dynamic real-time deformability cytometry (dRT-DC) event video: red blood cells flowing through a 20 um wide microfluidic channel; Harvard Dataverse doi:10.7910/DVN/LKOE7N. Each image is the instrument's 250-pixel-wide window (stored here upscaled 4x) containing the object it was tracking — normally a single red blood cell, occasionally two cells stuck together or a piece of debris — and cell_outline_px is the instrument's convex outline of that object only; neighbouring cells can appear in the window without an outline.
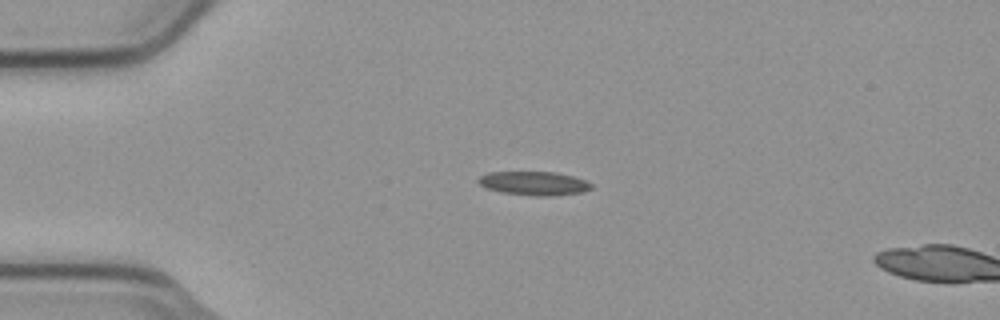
{"species": "common noctule bat (a hibernating species)", "species_latin": "Nyctalus noctula", "temperature_condition": "cold", "stored_images_in_passage": 15, "camera_frame_rate_fps": 3000, "um_per_image_px": 0.085, "animal": {"sex": "male", "body_mass_g": 23.1, "forearm_length_mm": 52.7}, "frame": {"image": 1, "passage_image": 13, "time_ms": 4.0, "image_size_px": [1000, 320], "cell_outline_px": [[592, 188], [584, 192], [552, 196], [536, 196], [504, 192], [488, 188], [480, 184], [476, 180], [480, 176], [488, 172], [556, 172], [572, 176], [584, 180], [592, 184]], "centroid_in_image_um": [45.41, 15.58], "position_along_channel_um": 39.6, "area_um2": 15.55}}